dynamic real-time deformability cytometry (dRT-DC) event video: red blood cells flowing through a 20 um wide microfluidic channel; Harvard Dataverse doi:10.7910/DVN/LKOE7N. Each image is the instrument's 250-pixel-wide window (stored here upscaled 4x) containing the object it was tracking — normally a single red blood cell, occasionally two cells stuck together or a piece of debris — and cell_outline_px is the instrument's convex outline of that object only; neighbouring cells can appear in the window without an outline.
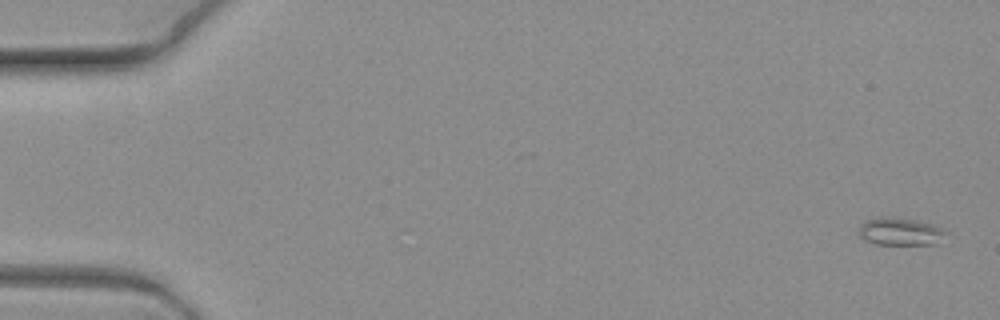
{"species": "common noctule bat (a hibernating species)", "species_latin": "Nyctalus noctula", "temperature_condition": "warm", "stored_images_in_passage": 10, "camera_frame_rate_fps": 3000, "um_per_image_px": 0.085, "animal": {"sex": "female", "body_mass_g": 19.3, "forearm_length_mm": 54.1}, "frame": {"image": 1, "passage_image": 1, "time_ms": 0.0, "image_size_px": [1000, 320], "cell_outline_px": [[948, 232], [940, 244], [876, 244], [864, 240], [856, 232], [860, 224], [868, 220], [880, 216], [916, 220], [932, 224]], "centroid_in_image_um": [76.51, 19.69], "position_along_channel_um": 8.5, "area_um2": 14.16}}
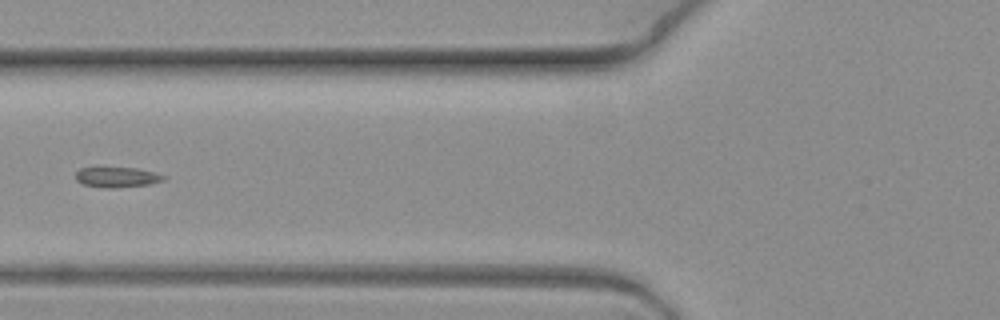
{"frame": {"image": 2, "passage_image": 8, "time_ms": 2.333, "image_size_px": [1000, 320], "cell_outline_px": [[164, 180], [148, 184], [116, 188], [104, 188], [84, 184], [76, 180], [76, 172], [80, 168], [136, 168], [152, 172], [164, 176]], "centroid_in_image_um": [9.91, 15.07], "position_along_channel_um": 115.9, "area_um2": 10.12}}
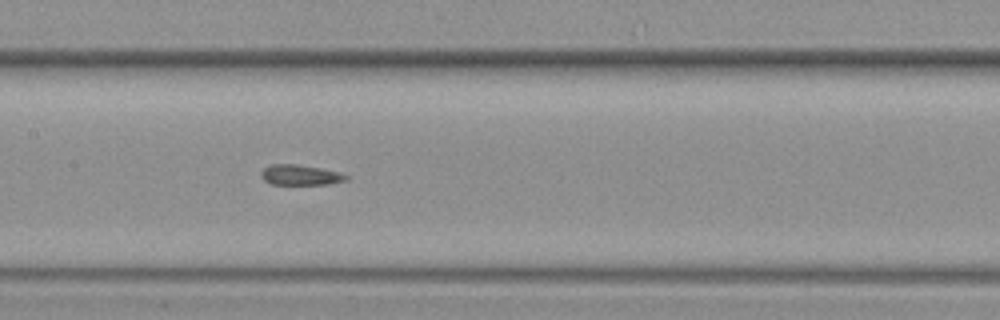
{"frame": {"image": 3, "passage_image": 10, "time_ms": 3.0, "image_size_px": [1000, 320], "cell_outline_px": [[348, 180], [328, 184], [272, 184], [264, 180], [260, 176], [260, 172], [264, 168], [272, 164], [296, 164], [320, 168], [340, 172], [348, 176]], "centroid_in_image_um": [25.53, 14.87], "position_along_channel_um": 181.9, "area_um2": 10.06}}